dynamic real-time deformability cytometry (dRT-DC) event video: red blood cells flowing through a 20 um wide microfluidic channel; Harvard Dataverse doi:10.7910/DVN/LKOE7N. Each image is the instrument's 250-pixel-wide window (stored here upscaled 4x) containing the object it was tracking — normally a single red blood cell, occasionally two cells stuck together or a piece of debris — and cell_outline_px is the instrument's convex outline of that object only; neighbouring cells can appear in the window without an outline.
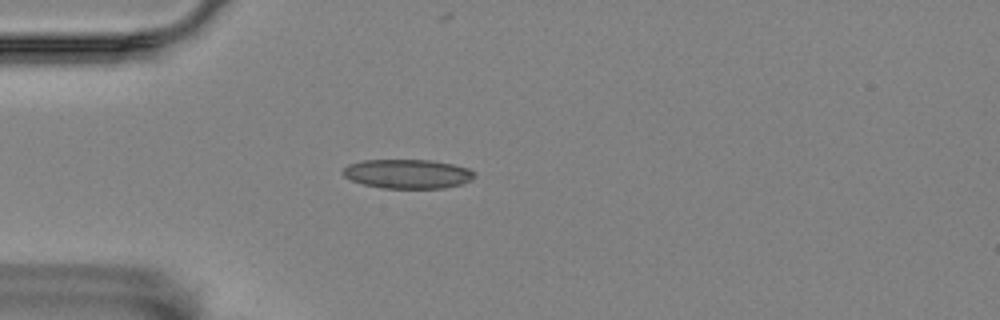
{"species": "Egyptian fruit bat (a non-hibernating species)", "species_latin": "Rousettus aegyptiacus", "temperature_condition": "room temperature", "stored_images_in_passage": 6, "camera_frame_rate_fps": 3000, "um_per_image_px": 0.085, "animal": {"sex": "female"}, "frame": {"image": 1, "passage_image": 3, "time_ms": 0.667, "image_size_px": [1000, 320], "cell_outline_px": [[476, 176], [472, 180], [460, 184], [444, 188], [380, 188], [364, 184], [352, 180], [344, 176], [340, 172], [348, 164], [360, 160], [432, 160], [452, 164], [468, 168], [476, 172]], "centroid_in_image_um": [34.65, 14.77], "position_along_channel_um": 50.4, "area_um2": 22.54}}